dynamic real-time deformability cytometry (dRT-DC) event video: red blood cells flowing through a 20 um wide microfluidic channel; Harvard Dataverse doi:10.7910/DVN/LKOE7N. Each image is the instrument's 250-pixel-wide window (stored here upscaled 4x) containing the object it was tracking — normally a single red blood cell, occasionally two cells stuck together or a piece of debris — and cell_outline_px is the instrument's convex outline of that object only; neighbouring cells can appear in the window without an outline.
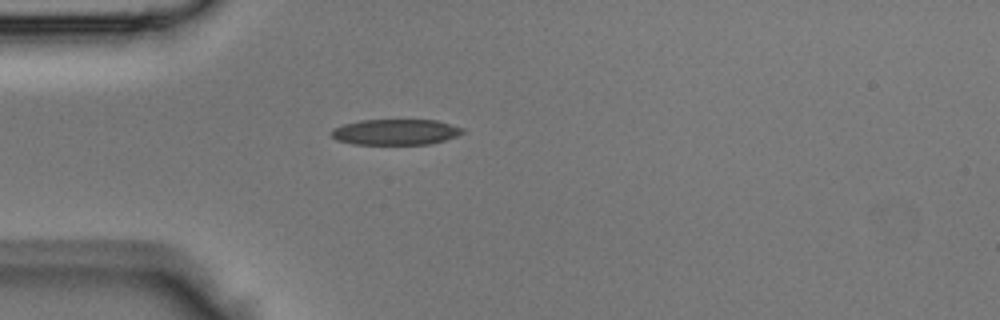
{"species": "Egyptian fruit bat (a non-hibernating species)", "species_latin": "Rousettus aegyptiacus", "temperature_condition": "room temperature", "stored_images_in_passage": 30, "camera_frame_rate_fps": 3000, "um_per_image_px": 0.085, "animal": {"sex": "male"}, "frame": {"image": 1, "passage_image": 1, "time_ms": 0.0, "image_size_px": [1000, 320], "cell_outline_px": [[464, 132], [456, 136], [444, 140], [428, 144], [352, 144], [336, 140], [328, 132], [332, 128], [344, 124], [360, 120], [436, 120], [464, 128]], "centroid_in_image_um": [33.57, 11.22], "position_along_channel_um": 51.4, "area_um2": 19.71}}
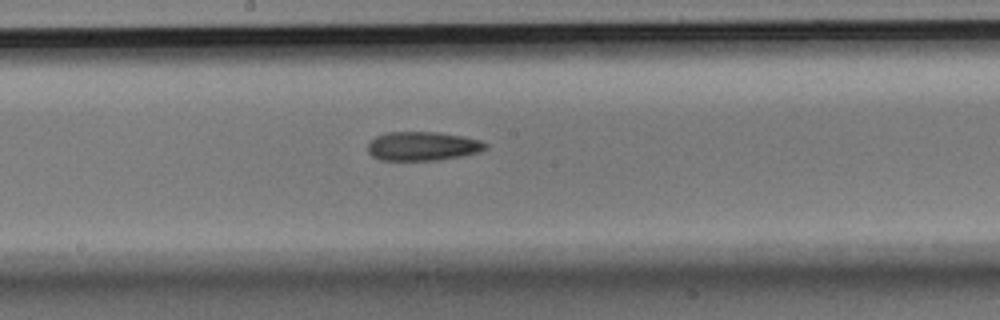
{"frame": {"image": 2, "passage_image": 12, "time_ms": 3.667, "image_size_px": [1000, 320], "cell_outline_px": [[488, 148], [480, 152], [460, 156], [436, 160], [380, 160], [372, 156], [368, 152], [368, 144], [376, 136], [388, 132], [436, 132], [464, 136], [480, 140], [488, 144]], "centroid_in_image_um": [35.94, 12.42], "position_along_channel_um": 212.3, "area_um2": 19.88}}
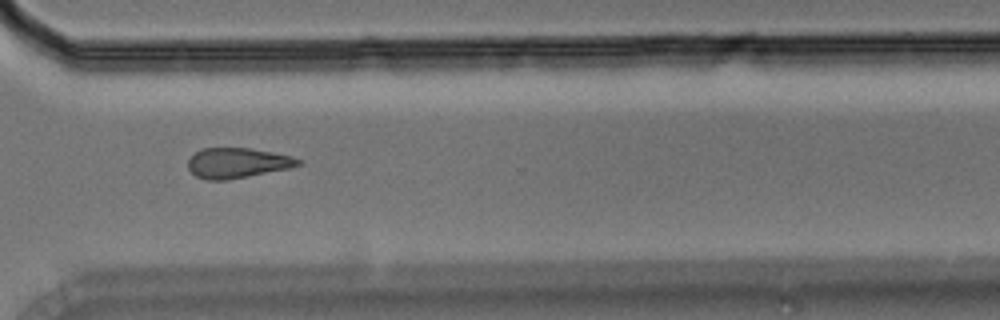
{"frame": {"image": 3, "passage_image": 21, "time_ms": 6.667, "image_size_px": [1000, 320], "cell_outline_px": [[300, 164], [288, 168], [228, 180], [208, 180], [196, 176], [188, 168], [188, 160], [196, 152], [204, 148], [252, 148], [292, 156], [300, 160]], "centroid_in_image_um": [20.15, 13.85], "position_along_channel_um": 350.4, "area_um2": 19.13}}